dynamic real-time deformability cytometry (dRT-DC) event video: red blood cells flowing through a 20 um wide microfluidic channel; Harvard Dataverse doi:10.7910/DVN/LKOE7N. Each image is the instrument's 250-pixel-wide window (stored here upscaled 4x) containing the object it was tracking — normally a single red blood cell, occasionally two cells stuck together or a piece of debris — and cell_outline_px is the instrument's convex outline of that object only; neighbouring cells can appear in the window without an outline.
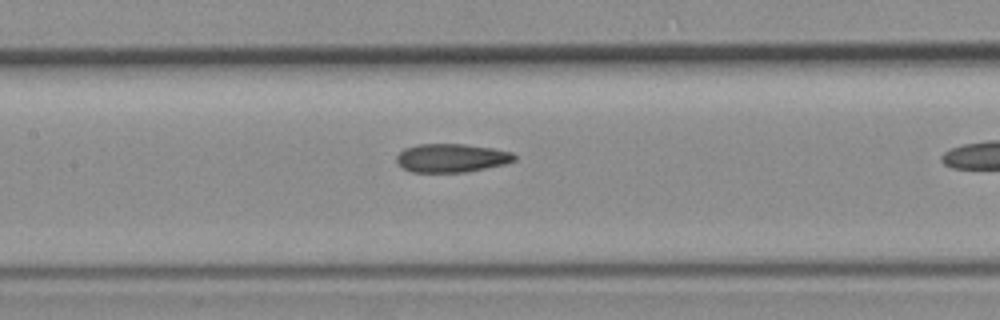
{"species": "common noctule bat (a hibernating species)", "species_latin": "Nyctalus noctula", "temperature_condition": "room temperature", "stored_images_in_passage": 17, "camera_frame_rate_fps": 3000, "um_per_image_px": 0.085, "animal": {"sex": "female", "body_mass_g": 19.3, "forearm_length_mm": 54.1}, "frame": {"image": 1, "passage_image": 10, "time_ms": 3.0, "image_size_px": [1000, 320], "cell_outline_px": [[516, 160], [504, 164], [464, 172], [412, 172], [404, 168], [396, 160], [396, 156], [404, 148], [420, 144], [464, 144], [492, 148], [512, 152], [516, 156]], "centroid_in_image_um": [38.38, 13.42], "position_along_channel_um": 169.0, "area_um2": 19.42}}
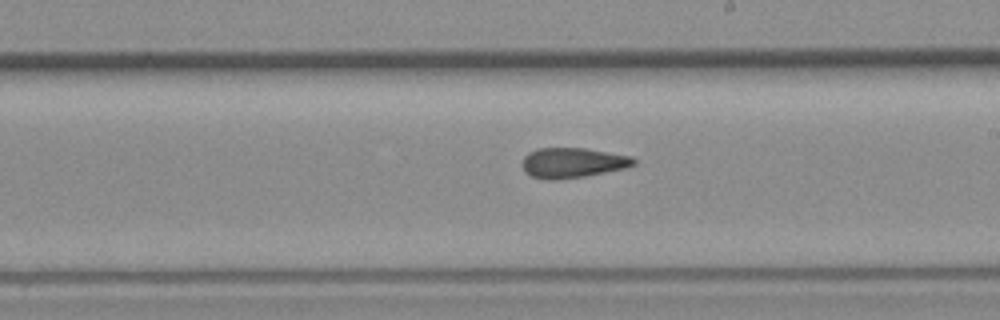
{"frame": {"image": 2, "passage_image": 15, "time_ms": 4.667, "image_size_px": [1000, 320], "cell_outline_px": [[636, 164], [624, 168], [584, 176], [556, 180], [544, 180], [532, 176], [524, 172], [524, 156], [528, 152], [540, 148], [584, 148], [632, 156], [636, 160]], "centroid_in_image_um": [48.67, 13.83], "position_along_channel_um": 240.3, "area_um2": 19.42}}